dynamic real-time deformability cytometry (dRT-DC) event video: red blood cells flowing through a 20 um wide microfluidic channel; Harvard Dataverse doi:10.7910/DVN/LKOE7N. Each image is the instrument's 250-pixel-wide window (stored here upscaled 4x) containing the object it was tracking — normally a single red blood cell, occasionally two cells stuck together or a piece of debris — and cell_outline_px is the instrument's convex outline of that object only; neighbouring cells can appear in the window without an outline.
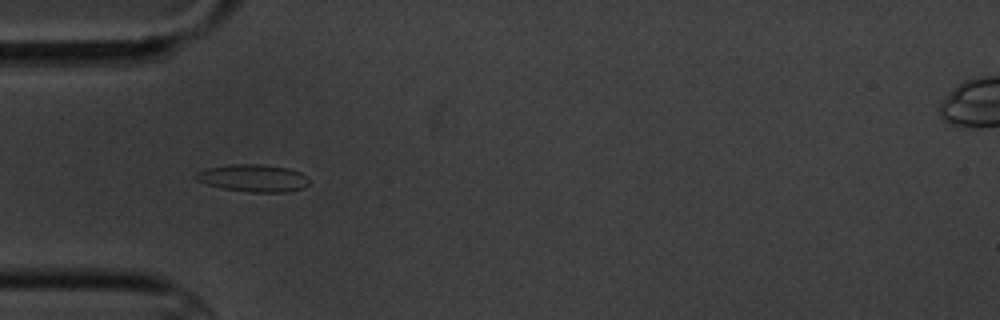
{"species": "common noctule bat (a hibernating species)", "species_latin": "Nyctalus noctula", "temperature_condition": "cold", "stored_images_in_passage": 11, "camera_frame_rate_fps": 3000, "um_per_image_px": 0.085, "animal": {"sex": "male", "body_mass_g": 20.1, "forearm_length_mm": 53.5}, "frame": {"image": 1, "passage_image": 5, "time_ms": 5.333, "image_size_px": [1000, 320], "cell_outline_px": [[308, 184], [304, 188], [284, 192], [248, 192], [224, 188], [208, 184], [196, 180], [196, 172], [208, 168], [232, 164], [260, 164], [288, 168], [300, 172], [308, 176]], "centroid_in_image_um": [21.56, 15.13], "position_along_channel_um": 63.4, "area_um2": 17.92}}
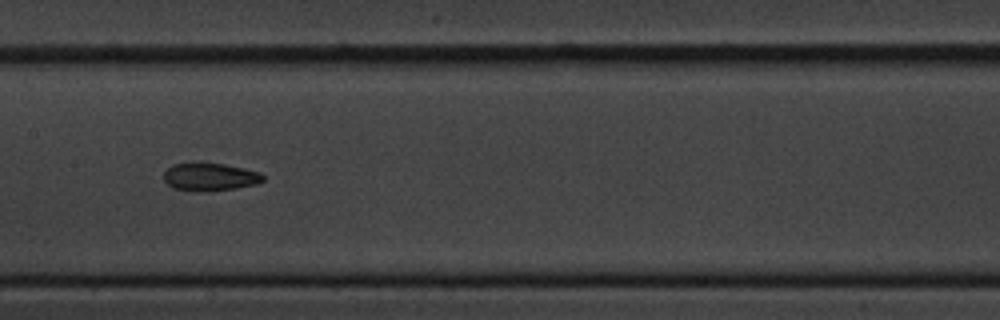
{"frame": {"image": 2, "passage_image": 8, "time_ms": 9.0, "image_size_px": [1000, 320], "cell_outline_px": [[264, 180], [256, 184], [236, 188], [208, 192], [196, 192], [172, 188], [164, 180], [164, 172], [172, 164], [200, 160], [224, 164], [244, 168], [260, 172], [264, 176]], "centroid_in_image_um": [17.81, 15.01], "position_along_channel_um": 189.6, "area_um2": 16.82}}
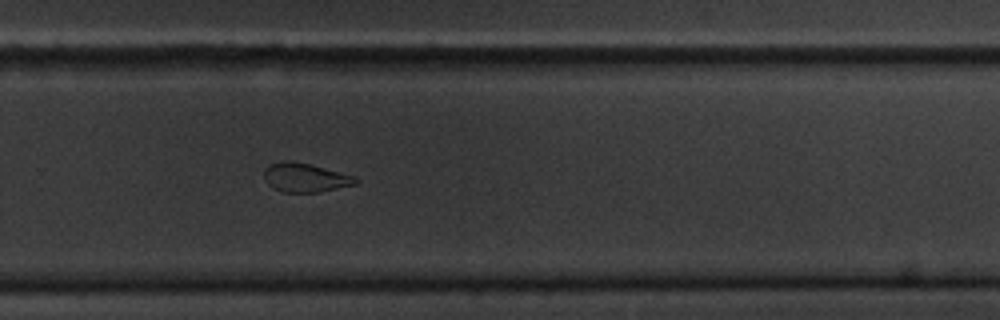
{"frame": {"image": 3, "passage_image": 11, "time_ms": 12.333, "image_size_px": [1000, 320], "cell_outline_px": [[360, 180], [356, 184], [320, 192], [280, 192], [272, 188], [264, 180], [264, 168], [272, 164], [308, 164], [356, 176]], "centroid_in_image_um": [25.99, 15.16], "position_along_channel_um": 303.8, "area_um2": 14.91}}